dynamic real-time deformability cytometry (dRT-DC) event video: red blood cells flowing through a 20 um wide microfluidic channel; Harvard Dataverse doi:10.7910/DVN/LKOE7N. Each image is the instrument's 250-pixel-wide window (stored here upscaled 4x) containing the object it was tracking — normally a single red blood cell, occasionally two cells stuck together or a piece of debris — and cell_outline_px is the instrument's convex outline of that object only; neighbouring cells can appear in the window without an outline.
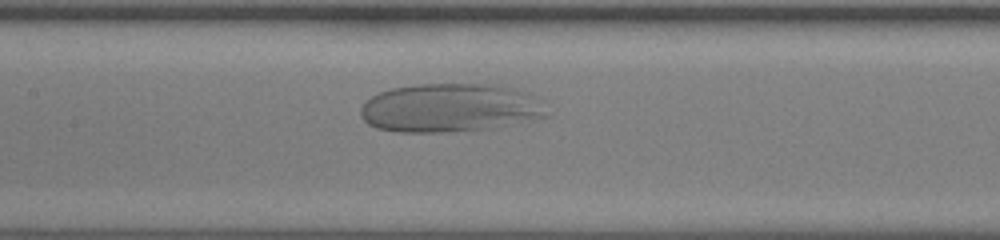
{"species": "human", "species_latin": "Homo sapiens", "temperature_condition": "room temperature", "stored_images_in_passage": 49, "camera_frame_rate_fps": 3000, "um_per_image_px": 0.085, "donor": {"sex": "female"}, "frame": {"image": 1, "passage_image": 28, "time_ms": 9.0, "image_size_px": [1000, 240], "cell_outline_px": [[548, 116], [488, 128], [448, 132], [396, 132], [376, 128], [368, 124], [360, 116], [360, 108], [372, 96], [380, 92], [392, 88], [416, 84], [488, 84], [512, 88], [520, 92]], "centroid_in_image_um": [38.03, 9.18], "position_along_channel_um": 169.4, "area_um2": 51.21}}
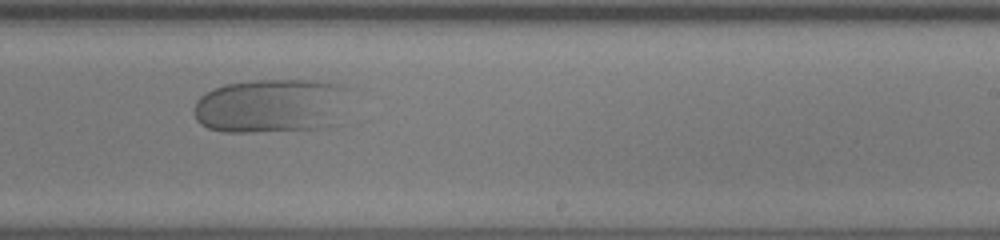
{"frame": {"image": 2, "passage_image": 36, "time_ms": 11.667, "image_size_px": [1000, 240], "cell_outline_px": [[344, 88], [328, 124], [324, 128], [252, 132], [224, 132], [208, 128], [200, 124], [196, 120], [192, 112], [192, 108], [196, 100], [200, 96], [212, 88], [224, 84], [252, 80], [312, 80], [336, 84]], "centroid_in_image_um": [22.75, 8.99], "position_along_channel_um": 266.2, "area_um2": 47.69}}
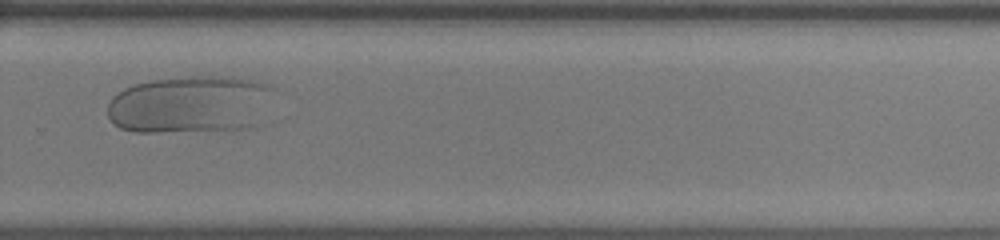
{"frame": {"image": 3, "passage_image": 40, "time_ms": 13.0, "image_size_px": [1000, 240], "cell_outline_px": [[272, 88], [256, 128], [156, 132], [132, 132], [120, 128], [108, 116], [108, 104], [112, 96], [124, 88], [136, 84], [152, 80], [192, 76], [224, 76], [252, 80], [268, 84]], "centroid_in_image_um": [16.12, 8.88], "position_along_channel_um": 313.7, "area_um2": 55.49}}